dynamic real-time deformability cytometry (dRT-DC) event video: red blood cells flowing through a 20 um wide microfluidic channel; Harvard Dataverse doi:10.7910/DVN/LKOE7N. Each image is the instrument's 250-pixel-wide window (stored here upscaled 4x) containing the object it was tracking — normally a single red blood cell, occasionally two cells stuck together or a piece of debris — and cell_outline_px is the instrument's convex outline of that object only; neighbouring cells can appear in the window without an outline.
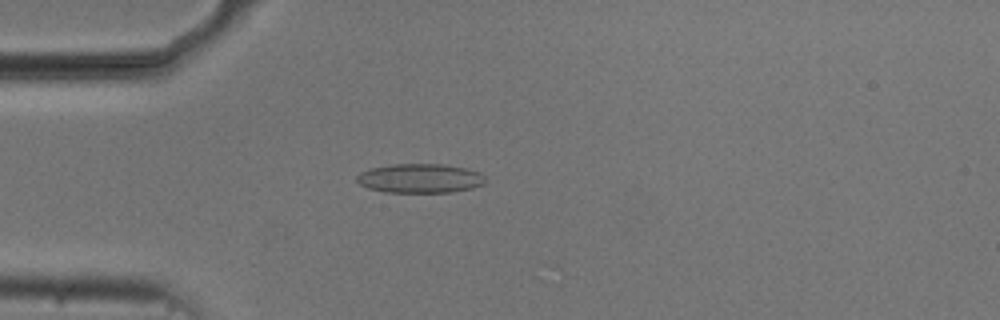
{"species": "common noctule bat (a hibernating species)", "species_latin": "Nyctalus noctula", "temperature_condition": "cold", "stored_images_in_passage": 48, "camera_frame_rate_fps": 3000, "um_per_image_px": 0.085, "animal": {"sex": "male", "body_mass_g": 20.5, "forearm_length_mm": 52.5}, "frame": {"image": 1, "passage_image": 9, "time_ms": 2.667, "image_size_px": [1000, 320], "cell_outline_px": [[488, 180], [484, 184], [472, 188], [452, 192], [384, 192], [368, 188], [360, 184], [356, 180], [356, 176], [360, 172], [372, 168], [392, 164], [444, 164], [464, 168], [480, 172]], "centroid_in_image_um": [35.72, 15.16], "position_along_channel_um": 49.3, "area_um2": 21.96}}
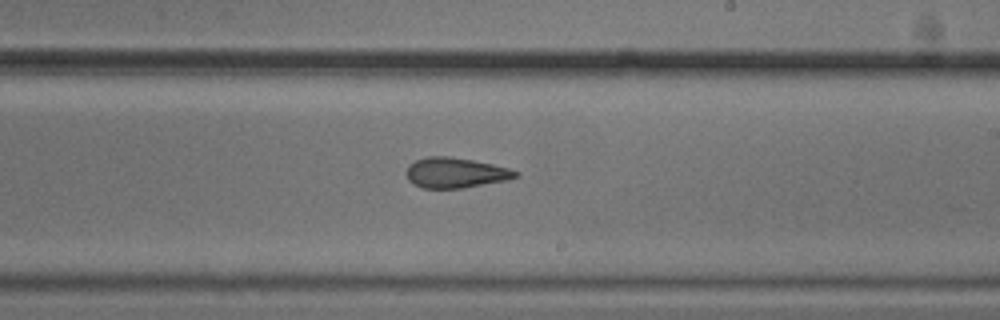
{"frame": {"image": 2, "passage_image": 26, "time_ms": 8.333, "image_size_px": [1000, 320], "cell_outline_px": [[520, 176], [508, 180], [460, 188], [424, 188], [412, 184], [408, 180], [404, 172], [408, 164], [416, 160], [428, 156], [448, 156], [472, 160], [492, 164], [508, 168], [520, 172]], "centroid_in_image_um": [38.69, 14.68], "position_along_channel_um": 250.3, "area_um2": 19.42}}
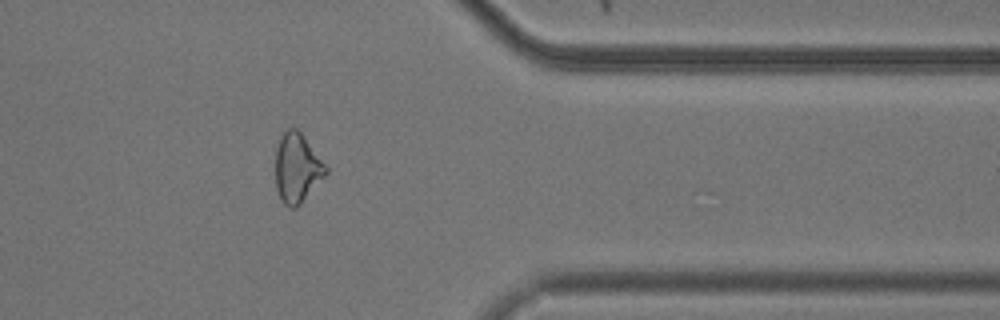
{"frame": {"image": 3, "passage_image": 38, "time_ms": 12.333, "image_size_px": [1000, 320], "cell_outline_px": [[328, 172], [300, 204], [296, 208], [292, 208], [284, 204], [276, 188], [276, 148], [280, 136], [288, 128], [296, 128], [304, 136], [328, 168]], "centroid_in_image_um": [25.24, 14.27], "position_along_channel_um": 386.2, "area_um2": 20.11}, "authors_computed_cell_mechanics": {"area_um2": 20.5768, "velocity_mm_per_s": 3.7452, "shape_relaxation_time_tau1_ms": null, "shape_relaxation_time_tau2_ms": 3.2895, "deformation_change_tau1": null, "deformation_change_tau2": 0.1144}}